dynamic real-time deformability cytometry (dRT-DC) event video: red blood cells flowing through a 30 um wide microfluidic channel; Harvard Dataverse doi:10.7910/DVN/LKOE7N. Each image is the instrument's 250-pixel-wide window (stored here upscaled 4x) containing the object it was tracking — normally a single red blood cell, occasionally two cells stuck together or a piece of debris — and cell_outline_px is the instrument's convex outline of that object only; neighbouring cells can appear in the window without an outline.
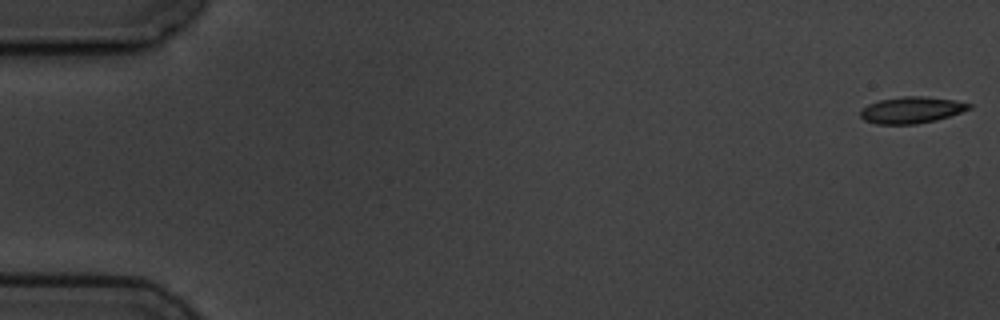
{"species": "common noctule bat (a hibernating species)", "species_latin": "Nyctalus noctula", "temperature_condition": "cold", "stored_images_in_passage": 15, "camera_frame_rate_fps": 3000, "um_per_image_px": 0.085, "animal": {"sex": "male", "body_mass_g": 19.5, "forearm_length_mm": 54.6}, "frame": {"image": 1, "passage_image": 1, "time_ms": 0.0, "image_size_px": [1000, 320], "cell_outline_px": [[972, 108], [936, 120], [916, 124], [876, 124], [864, 120], [860, 116], [860, 112], [868, 104], [880, 100], [900, 96], [924, 96], [956, 100], [972, 104]], "centroid_in_image_um": [77.48, 9.34], "position_along_channel_um": 7.5, "area_um2": 16.76}}
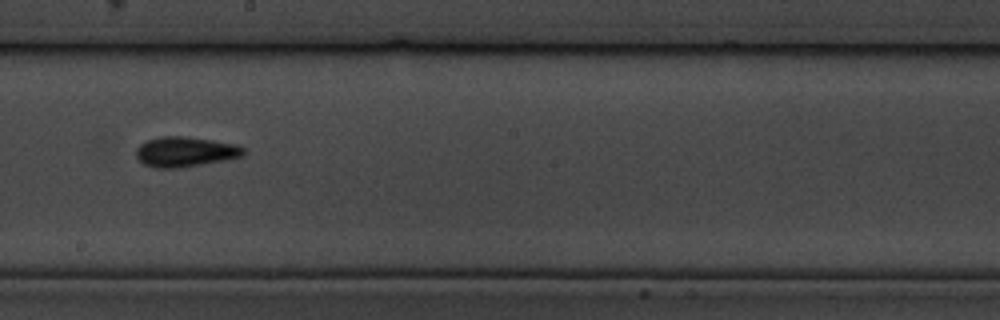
{"frame": {"image": 2, "passage_image": 9, "time_ms": 10.333, "image_size_px": [1000, 320], "cell_outline_px": [[244, 156], [228, 160], [180, 168], [152, 168], [144, 164], [136, 156], [136, 148], [140, 144], [148, 140], [160, 136], [184, 136], [212, 140], [236, 144], [244, 148]], "centroid_in_image_um": [15.75, 12.91], "position_along_channel_um": 232.4, "area_um2": 19.02}}
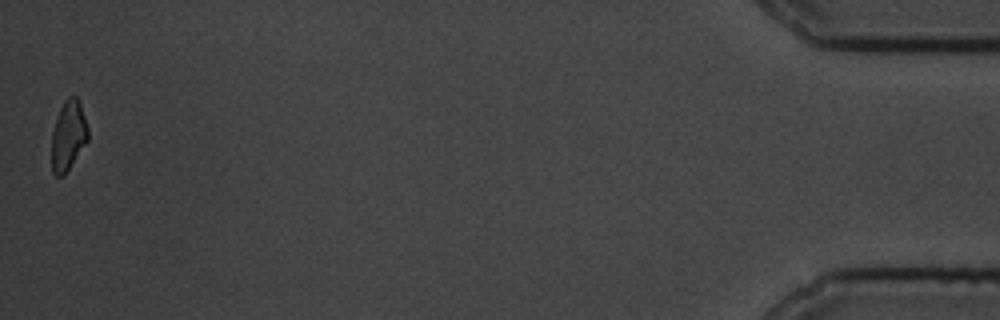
{"frame": {"image": 3, "passage_image": 15, "time_ms": 18.333, "image_size_px": [1000, 320], "cell_outline_px": [[88, 140], [64, 176], [56, 176], [52, 172], [52, 132], [60, 108], [64, 100], [68, 96], [76, 96], [80, 104], [88, 128]], "centroid_in_image_um": [5.8, 11.54], "position_along_channel_um": 429.4, "area_um2": 14.68}, "authors_computed_cell_mechanics": {"area_um2": 17.1088, "velocity_mm_per_s": 3.5948, "shape_relaxation_time_tau1_ms": 2.0882, "shape_relaxation_time_tau2_ms": 3.7952, "deformation_change_tau1": 0.066, "deformation_change_tau2": 0.0715}}